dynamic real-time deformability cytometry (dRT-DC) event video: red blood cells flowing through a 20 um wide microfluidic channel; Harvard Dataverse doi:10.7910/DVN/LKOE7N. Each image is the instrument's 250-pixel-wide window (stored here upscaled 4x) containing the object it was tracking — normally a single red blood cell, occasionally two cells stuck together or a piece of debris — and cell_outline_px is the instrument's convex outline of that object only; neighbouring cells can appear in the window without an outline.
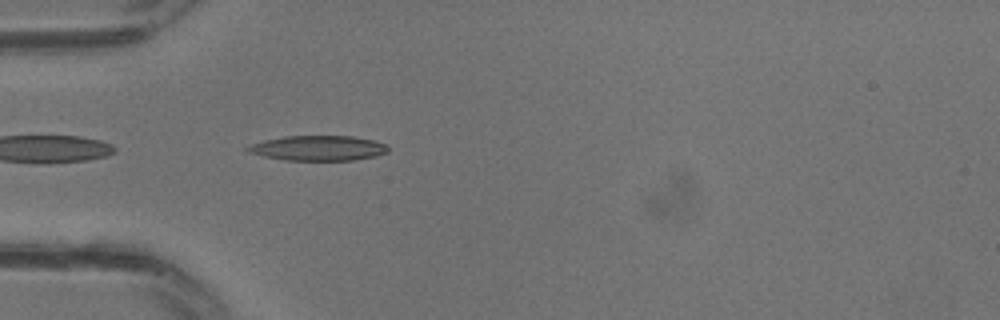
{"species": "common noctule bat (a hibernating species)", "species_latin": "Nyctalus noctula", "temperature_condition": "warm", "stored_images_in_passage": 3, "camera_frame_rate_fps": 3000, "um_per_image_px": 0.085, "animal": {"sex": "male", "body_mass_g": 13.3}, "frame": {"image": 1, "passage_image": 1, "time_ms": 0.0, "image_size_px": [1000, 320], "cell_outline_px": [[388, 152], [376, 156], [352, 160], [284, 160], [264, 156], [248, 152], [244, 148], [252, 144], [264, 140], [284, 136], [352, 136], [372, 140], [388, 144]], "centroid_in_image_um": [27.05, 12.59], "position_along_channel_um": 57.9, "area_um2": 20.46}}
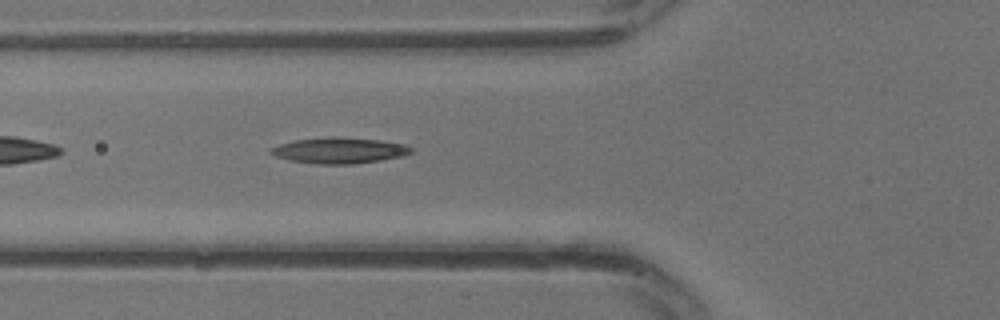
{"frame": {"image": 2, "passage_image": 3, "time_ms": 0.667, "image_size_px": [1000, 320], "cell_outline_px": [[412, 152], [400, 156], [380, 160], [352, 164], [316, 164], [288, 160], [276, 156], [268, 152], [268, 148], [280, 144], [296, 140], [332, 136], [336, 136], [380, 140], [404, 144], [412, 148]], "centroid_in_image_um": [28.79, 12.78], "position_along_channel_um": 97.0, "area_um2": 21.15}}